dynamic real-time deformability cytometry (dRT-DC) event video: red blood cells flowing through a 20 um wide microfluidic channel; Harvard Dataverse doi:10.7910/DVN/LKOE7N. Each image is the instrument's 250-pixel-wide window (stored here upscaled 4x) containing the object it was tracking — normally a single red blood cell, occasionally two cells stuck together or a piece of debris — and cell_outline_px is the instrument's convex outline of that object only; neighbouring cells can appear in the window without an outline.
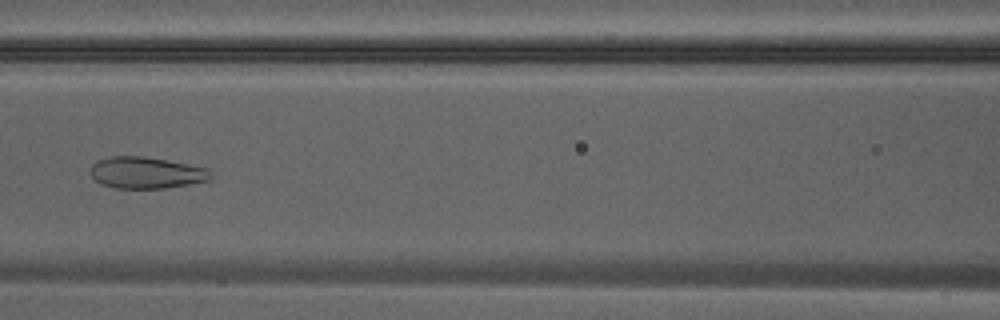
{"species": "Egyptian fruit bat (a non-hibernating species)", "species_latin": "Rousettus aegyptiacus", "temperature_condition": "warm", "stored_images_in_passage": 42, "camera_frame_rate_fps": 3000, "um_per_image_px": 0.085, "animal": {"sex": "male"}, "frame": {"image": 1, "passage_image": 19, "time_ms": 6.0, "image_size_px": [1000, 320], "cell_outline_px": [[212, 176], [208, 180], [188, 184], [164, 188], [116, 188], [100, 184], [88, 172], [88, 168], [96, 160], [112, 156], [144, 156], [188, 164], [208, 168]], "centroid_in_image_um": [12.37, 14.67], "position_along_channel_um": 154.2, "area_um2": 22.2}}
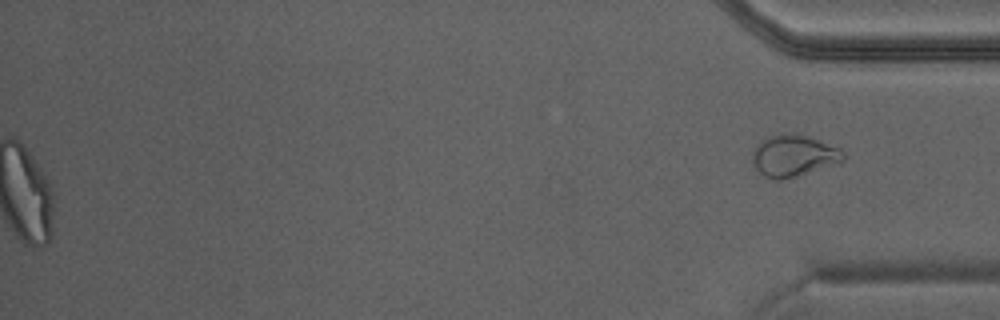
{"frame": {"image": 2, "passage_image": 42, "time_ms": 13.667, "image_size_px": [1000, 320], "cell_outline_px": [[844, 160], [784, 180], [776, 180], [764, 176], [756, 168], [752, 160], [752, 152], [756, 144], [764, 136], [784, 132], [808, 136], [820, 140], [840, 148], [844, 152]], "centroid_in_image_um": [67.4, 13.2], "position_along_channel_um": 367.8, "area_um2": 22.14}}